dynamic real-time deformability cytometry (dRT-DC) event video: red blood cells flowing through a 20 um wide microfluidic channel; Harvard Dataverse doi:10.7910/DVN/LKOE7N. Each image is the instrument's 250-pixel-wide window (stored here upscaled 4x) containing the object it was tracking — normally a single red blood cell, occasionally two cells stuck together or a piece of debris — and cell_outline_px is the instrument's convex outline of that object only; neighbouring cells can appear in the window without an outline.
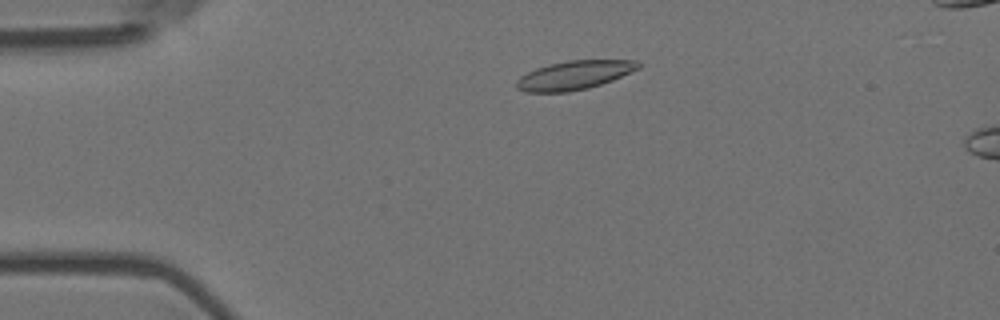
{"species": "Egyptian fruit bat (a non-hibernating species)", "species_latin": "Rousettus aegyptiacus", "temperature_condition": "room temperature", "stored_images_in_passage": 3, "camera_frame_rate_fps": 3000, "um_per_image_px": 0.085, "animal": {"sex": "female"}, "frame": {"image": 1, "passage_image": 1, "time_ms": 0.0, "image_size_px": [1000, 320], "cell_outline_px": [[640, 68], [612, 80], [588, 88], [568, 92], [524, 92], [516, 88], [516, 80], [520, 76], [536, 68], [548, 64], [568, 60], [636, 60], [640, 64]], "centroid_in_image_um": [48.78, 6.39], "position_along_channel_um": 36.2, "area_um2": 20.46}}